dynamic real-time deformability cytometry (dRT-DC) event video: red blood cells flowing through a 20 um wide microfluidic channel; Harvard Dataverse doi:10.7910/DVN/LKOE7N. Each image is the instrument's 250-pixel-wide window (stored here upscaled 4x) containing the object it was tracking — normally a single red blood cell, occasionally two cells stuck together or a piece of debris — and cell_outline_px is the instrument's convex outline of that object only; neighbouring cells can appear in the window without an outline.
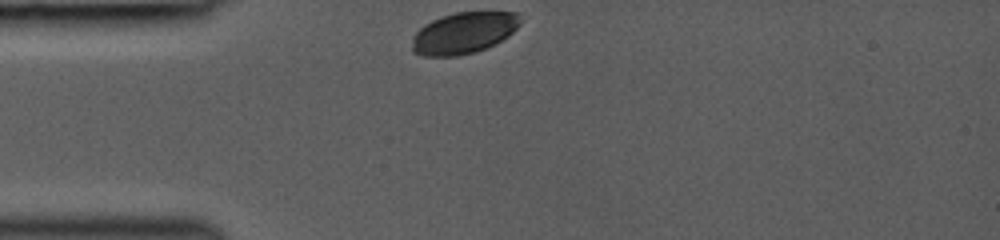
{"species": "common noctule bat (a hibernating species)", "species_latin": "Nyctalus noctula", "temperature_condition": "room temperature", "stored_images_in_passage": 35, "camera_frame_rate_fps": 3000, "um_per_image_px": 0.085, "animal": {"sex": "female", "body_mass_g": 19.0, "forearm_length_mm": 53.3}, "frame": {"image": 1, "passage_image": 1, "time_ms": 0.0, "image_size_px": [1000, 240], "cell_outline_px": [[520, 24], [508, 36], [496, 44], [472, 52], [456, 56], [420, 56], [412, 52], [412, 40], [416, 32], [424, 24], [440, 16], [456, 12], [516, 12], [520, 20]], "centroid_in_image_um": [39.38, 2.8], "position_along_channel_um": 45.6, "area_um2": 26.07}}
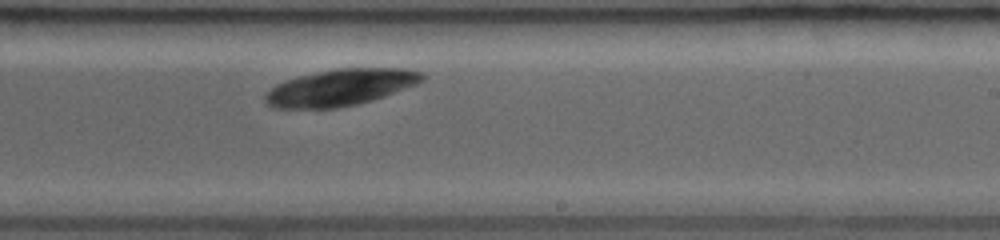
{"frame": {"image": 2, "passage_image": 22, "time_ms": 5.667, "image_size_px": [1000, 240], "cell_outline_px": [[424, 80], [416, 84], [384, 96], [372, 100], [356, 104], [336, 108], [276, 108], [268, 104], [264, 100], [264, 96], [276, 84], [284, 80], [300, 76], [336, 68], [404, 68], [424, 72]], "centroid_in_image_um": [28.95, 7.42], "position_along_channel_um": 260.0, "area_um2": 33.23}}
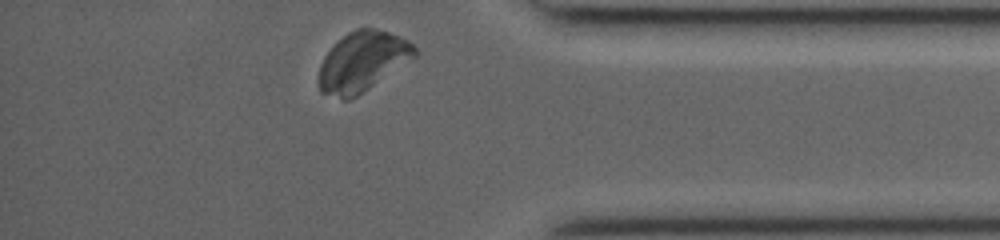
{"frame": {"image": 3, "passage_image": 35, "time_ms": 9.333, "image_size_px": [1000, 240], "cell_outline_px": [[420, 52], [412, 60], [356, 96], [348, 100], [344, 100], [320, 92], [316, 80], [320, 64], [324, 56], [348, 32], [356, 28], [372, 28], [388, 32], [400, 36], [408, 40]], "centroid_in_image_um": [30.8, 5.25], "position_along_channel_um": 404.4, "area_um2": 33.47}}